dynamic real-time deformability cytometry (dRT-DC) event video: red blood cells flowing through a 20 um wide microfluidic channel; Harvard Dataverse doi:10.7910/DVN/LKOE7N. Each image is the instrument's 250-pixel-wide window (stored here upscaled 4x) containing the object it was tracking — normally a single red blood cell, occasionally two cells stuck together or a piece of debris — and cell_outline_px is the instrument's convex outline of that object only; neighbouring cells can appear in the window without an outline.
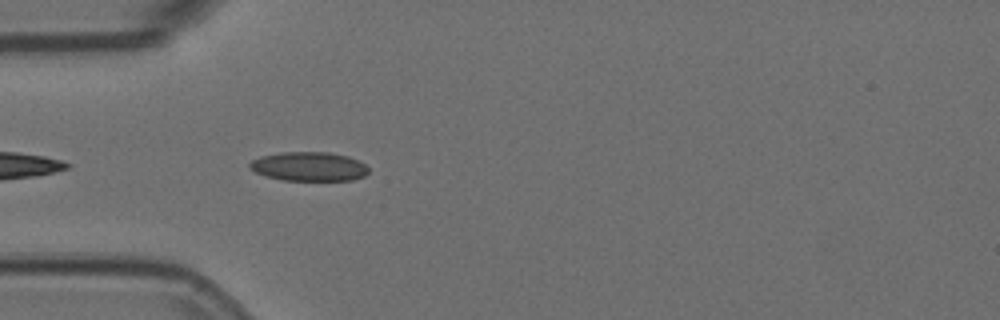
{"species": "Egyptian fruit bat (a non-hibernating species)", "species_latin": "Rousettus aegyptiacus", "temperature_condition": "room temperature", "stored_images_in_passage": 19, "camera_frame_rate_fps": 3000, "um_per_image_px": 0.085, "animal": {"sex": "female"}, "frame": {"image": 1, "passage_image": 3, "time_ms": 0.667, "image_size_px": [1000, 320], "cell_outline_px": [[368, 172], [364, 176], [352, 180], [284, 180], [268, 176], [256, 172], [248, 168], [248, 164], [252, 160], [260, 156], [280, 152], [328, 152], [348, 156], [364, 164], [368, 168]], "centroid_in_image_um": [26.24, 14.14], "position_along_channel_um": 58.8, "area_um2": 20.06}}
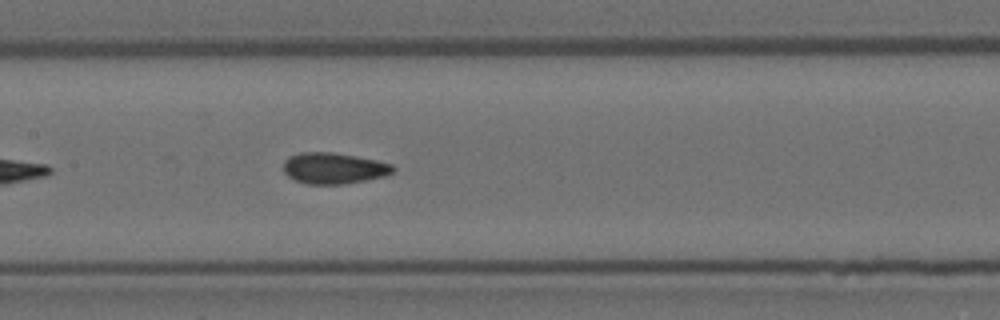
{"frame": {"image": 2, "passage_image": 13, "time_ms": 4.0, "image_size_px": [1000, 320], "cell_outline_px": [[396, 172], [384, 176], [344, 184], [308, 184], [296, 180], [288, 176], [284, 172], [284, 160], [288, 156], [300, 152], [332, 152], [356, 156], [376, 160], [392, 164], [396, 168]], "centroid_in_image_um": [28.38, 14.29], "position_along_channel_um": 179.0, "area_um2": 19.94}}
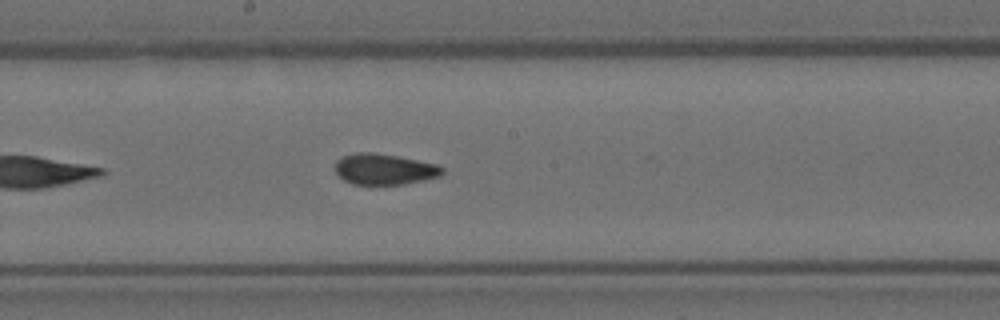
{"frame": {"image": 3, "passage_image": 16, "time_ms": 5.0, "image_size_px": [1000, 320], "cell_outline_px": [[444, 172], [440, 176], [424, 180], [404, 184], [352, 184], [344, 180], [336, 172], [336, 160], [344, 156], [356, 152], [372, 152], [396, 156], [436, 164], [444, 168]], "centroid_in_image_um": [32.67, 14.38], "position_along_channel_um": 215.5, "area_um2": 19.13}}